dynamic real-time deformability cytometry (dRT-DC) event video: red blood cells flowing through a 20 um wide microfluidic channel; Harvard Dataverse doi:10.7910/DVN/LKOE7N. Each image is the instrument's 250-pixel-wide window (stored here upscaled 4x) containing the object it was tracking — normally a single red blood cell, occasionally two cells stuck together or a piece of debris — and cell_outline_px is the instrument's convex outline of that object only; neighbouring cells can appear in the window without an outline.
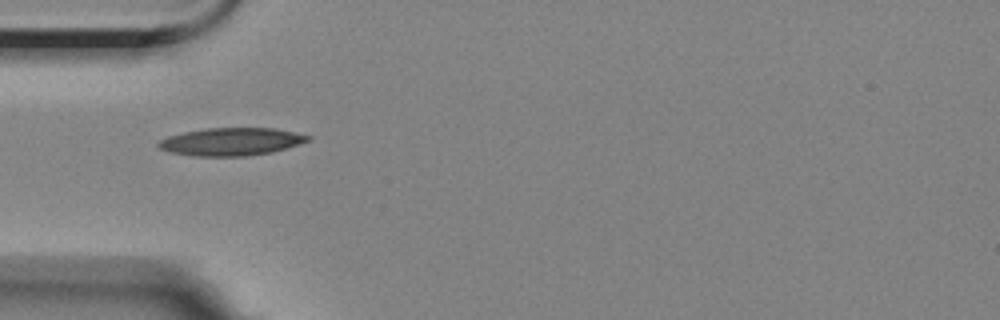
{"species": "Egyptian fruit bat (a non-hibernating species)", "species_latin": "Rousettus aegyptiacus", "temperature_condition": "room temperature", "stored_images_in_passage": 40, "camera_frame_rate_fps": 3000, "um_per_image_px": 0.085, "animal": {"sex": "female"}, "frame": {"image": 1, "passage_image": 1, "time_ms": 0.0, "image_size_px": [1000, 320], "cell_outline_px": [[312, 136], [308, 140], [300, 144], [272, 152], [244, 156], [192, 156], [168, 152], [156, 148], [156, 144], [160, 140], [168, 136], [184, 132], [204, 128], [276, 128]], "centroid_in_image_um": [19.6, 12.04], "position_along_channel_um": 65.4, "area_um2": 24.33}}
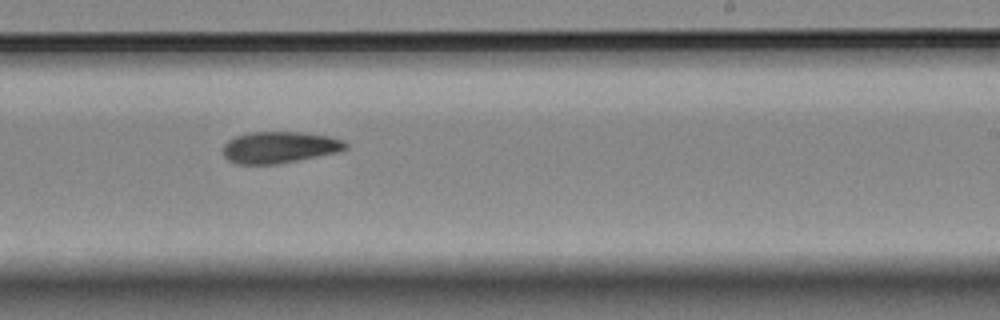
{"frame": {"image": 2, "passage_image": 18, "time_ms": 5.667, "image_size_px": [1000, 320], "cell_outline_px": [[348, 148], [340, 152], [276, 164], [236, 164], [228, 160], [224, 156], [224, 144], [228, 140], [236, 136], [248, 132], [304, 132], [328, 136], [344, 140], [348, 144]], "centroid_in_image_um": [23.78, 12.52], "position_along_channel_um": 265.2, "area_um2": 22.66}}
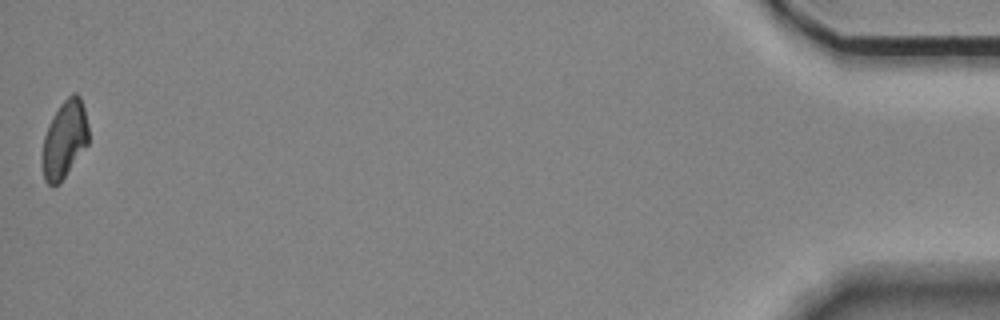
{"frame": {"image": 3, "passage_image": 40, "time_ms": 13.0, "image_size_px": [1000, 320], "cell_outline_px": [[88, 144], [60, 184], [48, 184], [44, 180], [44, 136], [48, 124], [52, 116], [60, 104], [72, 92], [76, 92], [80, 96], [84, 108], [88, 124]], "centroid_in_image_um": [5.52, 11.8], "position_along_channel_um": 429.7, "area_um2": 20.63}, "authors_computed_cell_mechanics": {"area_um2": 22.3108, "velocity_mm_per_s": 3.5215, "shape_relaxation_time_tau1_ms": 6.9416, "shape_relaxation_time_tau2_ms": null, "deformation_change_tau1": 0.1596, "deformation_change_tau2": null}}